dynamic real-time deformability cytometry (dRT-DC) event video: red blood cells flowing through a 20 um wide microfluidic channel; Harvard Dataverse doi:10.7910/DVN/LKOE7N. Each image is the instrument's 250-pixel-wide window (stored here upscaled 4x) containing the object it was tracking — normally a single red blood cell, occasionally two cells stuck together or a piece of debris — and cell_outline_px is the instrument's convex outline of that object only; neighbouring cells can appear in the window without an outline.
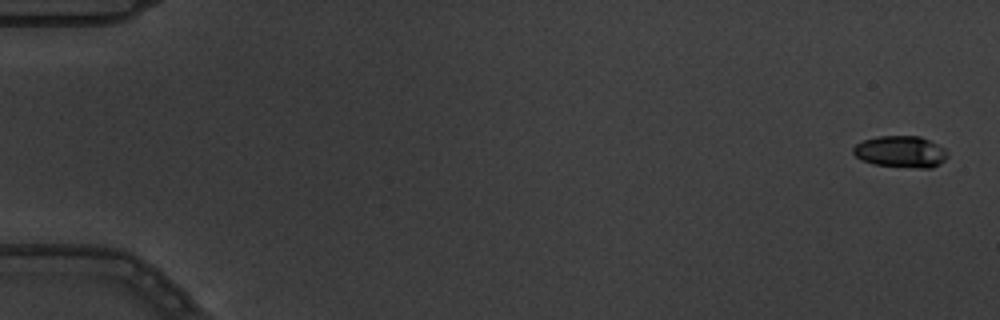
{"species": "common noctule bat (a hibernating species)", "species_latin": "Nyctalus noctula", "temperature_condition": "warm", "stored_images_in_passage": 4, "segment_of_instrument_passage": [2, 2], "camera_frame_rate_fps": 3000, "um_per_image_px": 0.085, "animal": {"sex": "male", "body_mass_g": 19.5, "forearm_length_mm": 54.6}, "frame": {"image": 1, "passage_image": 4, "time_ms": 1.0, "image_size_px": [1000, 320], "cell_outline_px": [[948, 156], [940, 164], [932, 168], [920, 168], [872, 164], [860, 160], [852, 152], [852, 148], [856, 144], [864, 140], [880, 136], [920, 136], [944, 148], [948, 152]], "centroid_in_image_um": [76.55, 12.9], "position_along_channel_um": 8.4, "area_um2": 17.4}}